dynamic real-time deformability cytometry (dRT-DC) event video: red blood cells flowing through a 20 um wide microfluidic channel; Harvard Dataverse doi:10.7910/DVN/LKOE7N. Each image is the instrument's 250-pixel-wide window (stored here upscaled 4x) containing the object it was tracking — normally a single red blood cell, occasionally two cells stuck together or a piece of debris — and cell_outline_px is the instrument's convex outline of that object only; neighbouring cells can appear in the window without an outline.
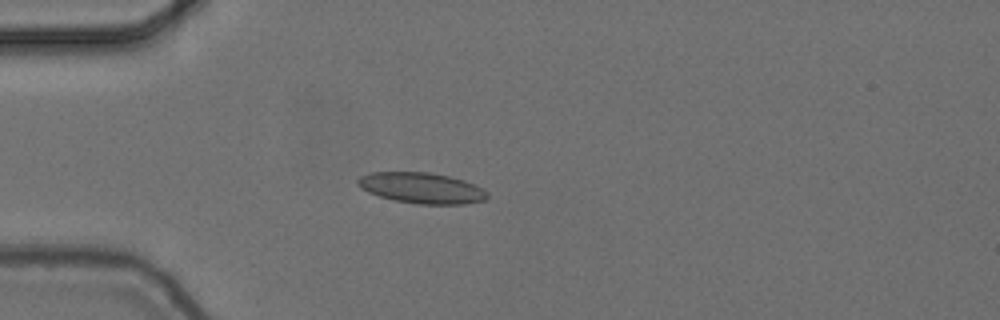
{"species": "common noctule bat (a hibernating species)", "species_latin": "Nyctalus noctula", "temperature_condition": "cold", "stored_images_in_passage": 1, "camera_frame_rate_fps": 3000, "um_per_image_px": 0.085, "animal": {"sex": "female", "body_mass_g": 24.6, "forearm_length_mm": 56.2}, "frame": {"image": 1, "passage_image": 1, "time_ms": 0.0, "image_size_px": [1000, 320], "cell_outline_px": [[488, 196], [484, 200], [464, 204], [420, 204], [396, 200], [380, 196], [368, 192], [360, 188], [356, 184], [356, 180], [360, 176], [372, 172], [432, 172], [464, 180], [484, 188], [488, 192]], "centroid_in_image_um": [35.84, 15.97], "position_along_channel_um": 49.2, "area_um2": 23.29}}